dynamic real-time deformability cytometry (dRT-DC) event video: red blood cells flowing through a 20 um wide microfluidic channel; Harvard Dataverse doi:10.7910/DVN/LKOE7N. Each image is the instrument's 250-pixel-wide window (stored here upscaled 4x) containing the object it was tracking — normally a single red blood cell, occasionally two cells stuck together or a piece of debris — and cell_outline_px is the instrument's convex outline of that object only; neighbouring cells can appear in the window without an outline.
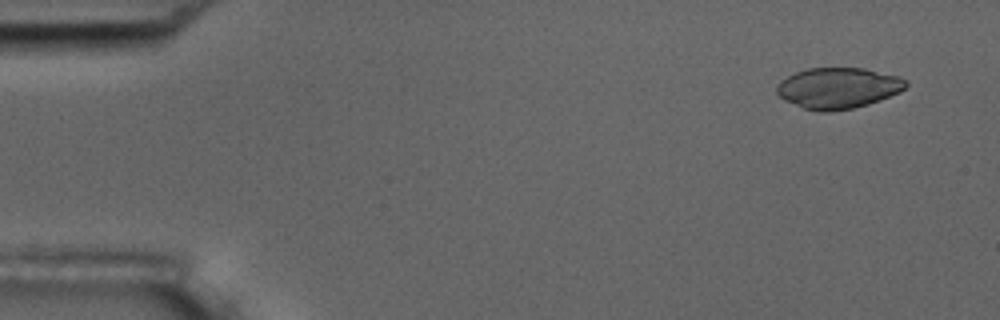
{"species": "common noctule bat (a hibernating species)", "species_latin": "Nyctalus noctula", "temperature_condition": "room temperature", "stored_images_in_passage": 5, "camera_frame_rate_fps": 3000, "um_per_image_px": 0.085, "animal": {"sex": "male", "body_mass_g": 17.5, "forearm_length_mm": 52.3}, "frame": {"image": 1, "passage_image": 1, "time_ms": 0.0, "image_size_px": [1000, 320], "cell_outline_px": [[908, 84], [900, 92], [880, 100], [868, 104], [852, 108], [828, 112], [820, 112], [804, 108], [784, 100], [776, 92], [776, 88], [788, 76], [796, 72], [808, 68], [864, 68], [900, 76], [908, 80]], "centroid_in_image_um": [71.28, 7.48], "position_along_channel_um": 13.7, "area_um2": 30.69}}